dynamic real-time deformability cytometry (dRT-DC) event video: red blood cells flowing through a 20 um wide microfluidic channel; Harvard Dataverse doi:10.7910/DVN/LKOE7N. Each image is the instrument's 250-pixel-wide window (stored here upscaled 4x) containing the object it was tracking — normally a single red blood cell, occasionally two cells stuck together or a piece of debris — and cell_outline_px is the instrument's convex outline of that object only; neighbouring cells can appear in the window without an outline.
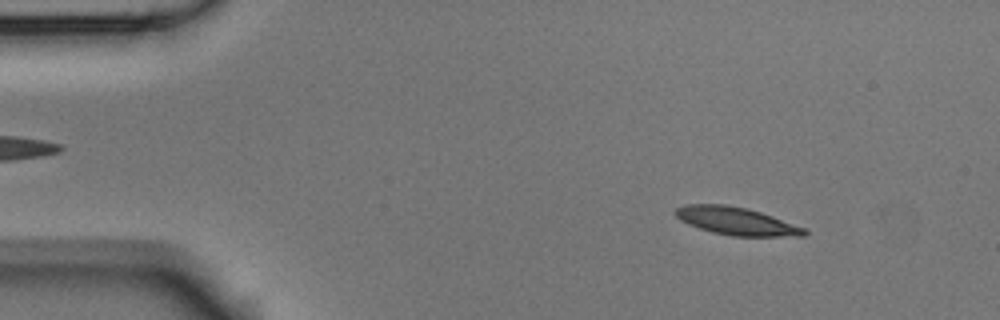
{"species": "Egyptian fruit bat (a non-hibernating species)", "species_latin": "Rousettus aegyptiacus", "temperature_condition": "room temperature", "stored_images_in_passage": 53, "camera_frame_rate_fps": 3000, "um_per_image_px": 0.085, "animal": {"sex": "male"}, "frame": {"image": 1, "passage_image": 6, "time_ms": 1.667, "image_size_px": [1000, 320], "cell_outline_px": [[808, 232], [804, 236], [732, 236], [712, 232], [688, 224], [680, 220], [672, 212], [676, 208], [688, 204], [724, 204], [744, 208], [760, 212], [772, 216], [804, 228]], "centroid_in_image_um": [62.55, 18.79], "position_along_channel_um": 22.5, "area_um2": 20.63}}
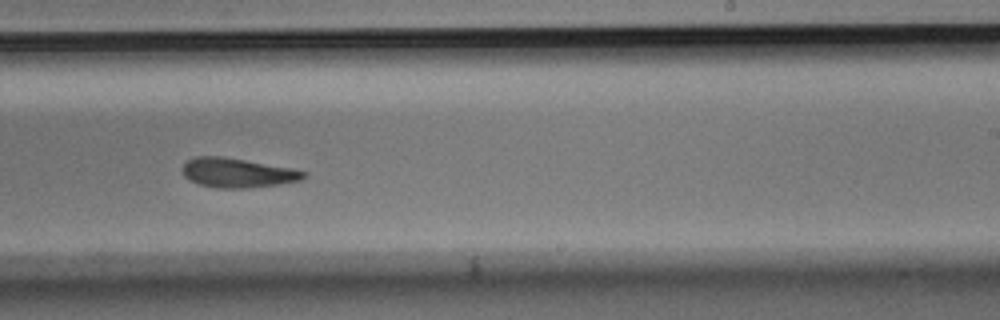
{"frame": {"image": 2, "passage_image": 32, "time_ms": 10.333, "image_size_px": [1000, 320], "cell_outline_px": [[308, 176], [300, 180], [280, 184], [244, 188], [216, 188], [200, 184], [184, 176], [184, 164], [188, 160], [196, 156], [224, 156], [292, 168], [308, 172]], "centroid_in_image_um": [20.24, 14.68], "position_along_channel_um": 268.8, "area_um2": 20.69}}
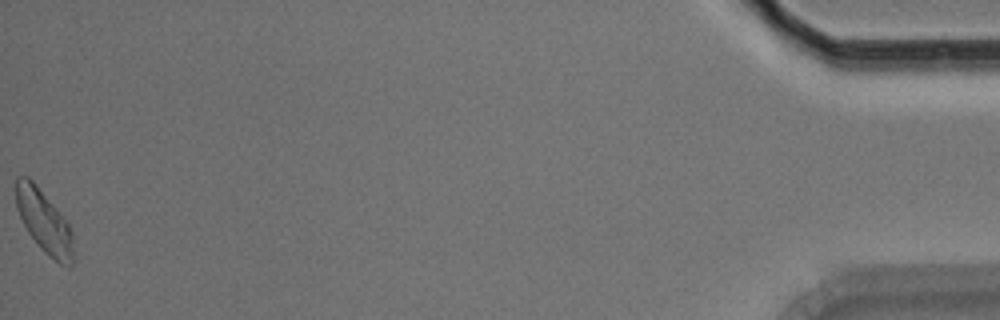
{"frame": {"image": 3, "passage_image": 53, "time_ms": 17.333, "image_size_px": [1000, 320], "cell_outline_px": [[72, 268], [68, 268], [60, 264], [48, 256], [40, 248], [28, 232], [16, 208], [16, 176], [28, 176], [36, 184], [68, 224], [72, 232]], "centroid_in_image_um": [3.73, 18.86], "position_along_channel_um": 431.5, "area_um2": 20.69}, "authors_computed_cell_mechanics": {"area_um2": 20.6924, "velocity_mm_per_s": 3.7302, "shape_relaxation_time_tau1_ms": 4.8418, "shape_relaxation_time_tau2_ms": 9.0121, "deformation_change_tau1": 0.1525, "deformation_change_tau2": 0.1725}}